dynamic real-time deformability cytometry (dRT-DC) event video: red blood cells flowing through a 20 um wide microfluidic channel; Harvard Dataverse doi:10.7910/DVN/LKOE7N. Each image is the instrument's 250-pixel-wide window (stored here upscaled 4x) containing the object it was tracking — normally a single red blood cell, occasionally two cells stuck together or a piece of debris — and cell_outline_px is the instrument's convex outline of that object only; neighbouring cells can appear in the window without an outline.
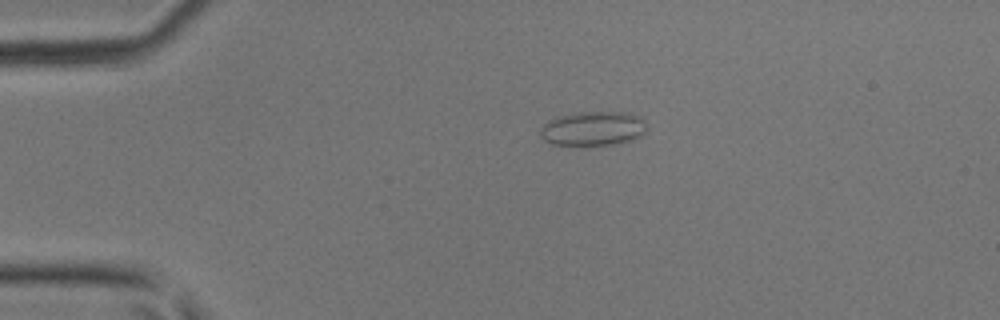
{"species": "common noctule bat (a hibernating species)", "species_latin": "Nyctalus noctula", "temperature_condition": "room temperature", "stored_images_in_passage": 32, "camera_frame_rate_fps": 3000, "um_per_image_px": 0.085, "animal": {"sex": "male", "body_mass_g": 17.9, "forearm_length_mm": 54.2}, "frame": {"image": 1, "passage_image": 2, "time_ms": 0.333, "image_size_px": [1000, 320], "cell_outline_px": [[648, 128], [640, 136], [632, 140], [616, 144], [552, 144], [544, 140], [540, 136], [540, 128], [548, 120], [556, 116], [576, 112], [632, 112], [644, 116]], "centroid_in_image_um": [50.46, 10.89], "position_along_channel_um": 34.5, "area_um2": 21.62}}
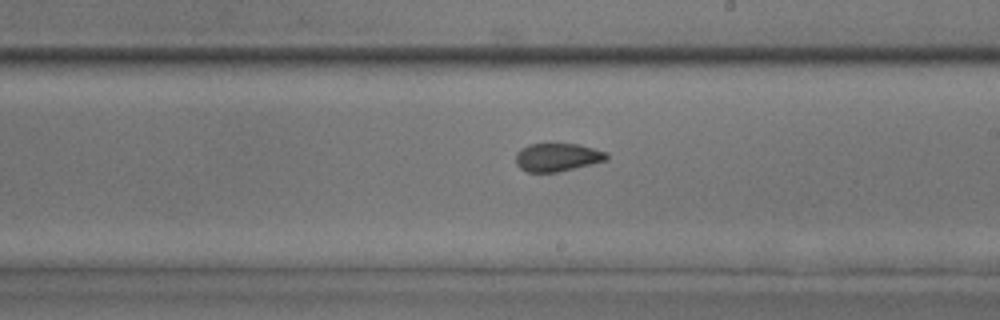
{"frame": {"image": 2, "passage_image": 19, "time_ms": 6.0, "image_size_px": [1000, 320], "cell_outline_px": [[608, 160], [592, 164], [556, 172], [528, 172], [520, 168], [516, 164], [516, 152], [520, 148], [528, 144], [580, 144], [608, 152]], "centroid_in_image_um": [47.38, 13.36], "position_along_channel_um": 241.6, "area_um2": 15.03}}
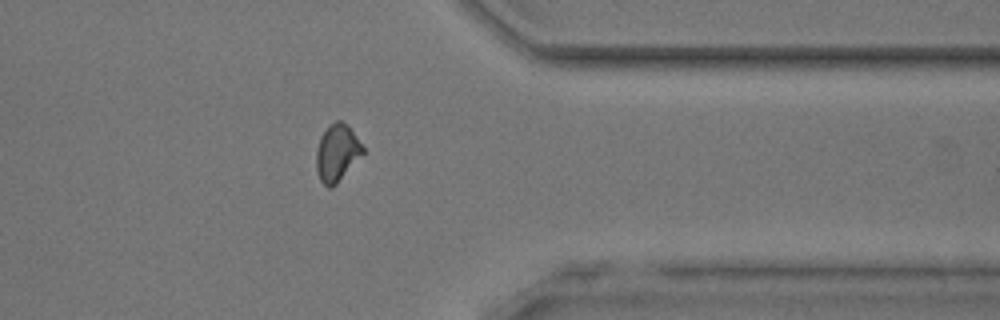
{"frame": {"image": 3, "passage_image": 29, "time_ms": 9.333, "image_size_px": [1000, 320], "cell_outline_px": [[364, 152], [336, 184], [332, 188], [328, 188], [320, 180], [316, 168], [316, 148], [320, 136], [328, 124], [336, 120], [340, 120], [348, 124], [364, 148]], "centroid_in_image_um": [28.62, 12.96], "position_along_channel_um": 382.8, "area_um2": 15.55}}